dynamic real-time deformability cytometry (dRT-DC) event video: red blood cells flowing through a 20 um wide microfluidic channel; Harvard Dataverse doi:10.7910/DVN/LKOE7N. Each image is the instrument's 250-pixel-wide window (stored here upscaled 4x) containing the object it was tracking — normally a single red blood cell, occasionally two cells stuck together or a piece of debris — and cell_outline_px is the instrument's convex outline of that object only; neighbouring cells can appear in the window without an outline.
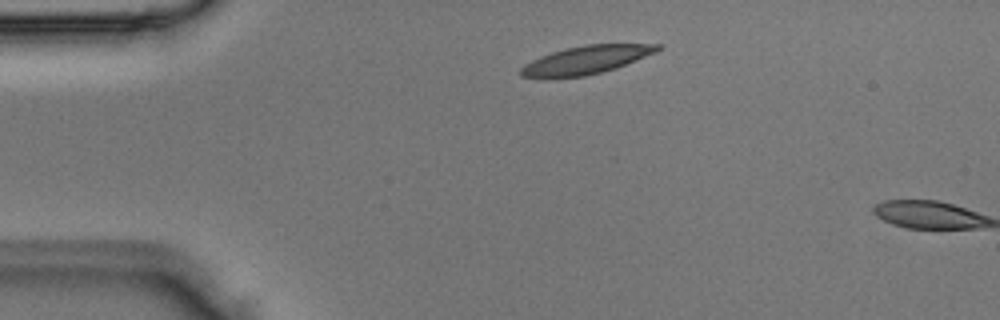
{"species": "Egyptian fruit bat (a non-hibernating species)", "species_latin": "Rousettus aegyptiacus", "temperature_condition": "room temperature", "stored_images_in_passage": 2, "camera_frame_rate_fps": 3000, "um_per_image_px": 0.085, "animal": {"sex": "male"}, "frame": {"image": 1, "passage_image": 1, "time_ms": 0.0, "image_size_px": [1000, 320], "cell_outline_px": [[664, 48], [656, 52], [616, 68], [584, 76], [548, 80], [540, 80], [520, 76], [520, 68], [524, 64], [540, 56], [552, 52], [584, 44], [660, 44]], "centroid_in_image_um": [49.73, 5.13], "position_along_channel_um": 35.3, "area_um2": 22.95}}